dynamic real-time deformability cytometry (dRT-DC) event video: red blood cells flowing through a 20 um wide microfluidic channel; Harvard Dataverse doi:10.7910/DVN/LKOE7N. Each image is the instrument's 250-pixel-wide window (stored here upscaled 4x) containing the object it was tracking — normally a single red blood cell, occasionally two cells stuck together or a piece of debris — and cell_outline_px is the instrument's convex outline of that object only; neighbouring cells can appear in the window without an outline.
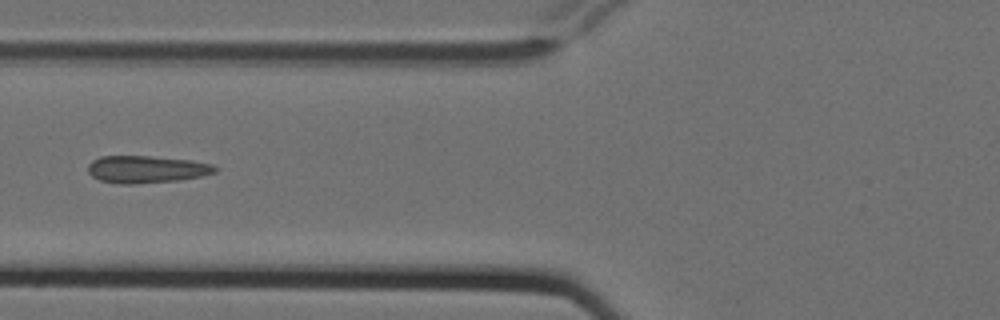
{"species": "Egyptian fruit bat (a non-hibernating species)", "species_latin": "Rousettus aegyptiacus", "temperature_condition": "cold", "stored_images_in_passage": 7, "camera_frame_rate_fps": 3000, "um_per_image_px": 0.085, "animal": {"sex": "female"}, "frame": {"image": 1, "passage_image": 7, "time_ms": 2.0, "image_size_px": [1000, 320], "cell_outline_px": [[220, 168], [216, 172], [204, 176], [180, 180], [132, 184], [120, 184], [100, 180], [92, 176], [88, 172], [88, 164], [92, 160], [100, 156], [148, 156], [192, 160], [212, 164]], "centroid_in_image_um": [12.48, 14.39], "position_along_channel_um": 113.3, "area_um2": 20.4}}